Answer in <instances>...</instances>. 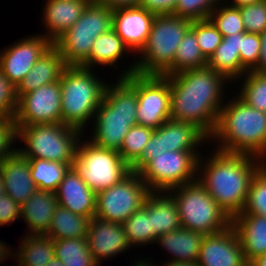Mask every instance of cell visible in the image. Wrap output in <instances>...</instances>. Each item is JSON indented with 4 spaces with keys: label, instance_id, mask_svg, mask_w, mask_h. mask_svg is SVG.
<instances>
[{
    "label": "cell",
    "instance_id": "obj_1",
    "mask_svg": "<svg viewBox=\"0 0 266 266\" xmlns=\"http://www.w3.org/2000/svg\"><path fill=\"white\" fill-rule=\"evenodd\" d=\"M165 76L171 90V119L193 124L209 139L229 81L208 66Z\"/></svg>",
    "mask_w": 266,
    "mask_h": 266
},
{
    "label": "cell",
    "instance_id": "obj_2",
    "mask_svg": "<svg viewBox=\"0 0 266 266\" xmlns=\"http://www.w3.org/2000/svg\"><path fill=\"white\" fill-rule=\"evenodd\" d=\"M208 155L199 157L197 181L232 219L242 212L253 176L266 162L249 154L217 149Z\"/></svg>",
    "mask_w": 266,
    "mask_h": 266
},
{
    "label": "cell",
    "instance_id": "obj_3",
    "mask_svg": "<svg viewBox=\"0 0 266 266\" xmlns=\"http://www.w3.org/2000/svg\"><path fill=\"white\" fill-rule=\"evenodd\" d=\"M209 140L214 149L256 156L266 162V112L248 105L238 95L225 101Z\"/></svg>",
    "mask_w": 266,
    "mask_h": 266
},
{
    "label": "cell",
    "instance_id": "obj_4",
    "mask_svg": "<svg viewBox=\"0 0 266 266\" xmlns=\"http://www.w3.org/2000/svg\"><path fill=\"white\" fill-rule=\"evenodd\" d=\"M137 106L136 73L117 78L114 84L107 83L92 120L95 124H92L90 141L101 148L119 152L130 128L138 124Z\"/></svg>",
    "mask_w": 266,
    "mask_h": 266
},
{
    "label": "cell",
    "instance_id": "obj_5",
    "mask_svg": "<svg viewBox=\"0 0 266 266\" xmlns=\"http://www.w3.org/2000/svg\"><path fill=\"white\" fill-rule=\"evenodd\" d=\"M94 72L96 71L92 68L67 66L59 79L61 123L82 132L94 118L107 86L106 81L99 79L98 73Z\"/></svg>",
    "mask_w": 266,
    "mask_h": 266
},
{
    "label": "cell",
    "instance_id": "obj_6",
    "mask_svg": "<svg viewBox=\"0 0 266 266\" xmlns=\"http://www.w3.org/2000/svg\"><path fill=\"white\" fill-rule=\"evenodd\" d=\"M191 24V20L173 14L156 15L138 60L122 70L119 78L133 73L161 75L173 63L178 45Z\"/></svg>",
    "mask_w": 266,
    "mask_h": 266
},
{
    "label": "cell",
    "instance_id": "obj_7",
    "mask_svg": "<svg viewBox=\"0 0 266 266\" xmlns=\"http://www.w3.org/2000/svg\"><path fill=\"white\" fill-rule=\"evenodd\" d=\"M17 139L25 148H16L27 159H45L73 164L83 132L62 123L16 126Z\"/></svg>",
    "mask_w": 266,
    "mask_h": 266
},
{
    "label": "cell",
    "instance_id": "obj_8",
    "mask_svg": "<svg viewBox=\"0 0 266 266\" xmlns=\"http://www.w3.org/2000/svg\"><path fill=\"white\" fill-rule=\"evenodd\" d=\"M168 192L176 202L182 228L208 235L231 226L232 219L197 180Z\"/></svg>",
    "mask_w": 266,
    "mask_h": 266
},
{
    "label": "cell",
    "instance_id": "obj_9",
    "mask_svg": "<svg viewBox=\"0 0 266 266\" xmlns=\"http://www.w3.org/2000/svg\"><path fill=\"white\" fill-rule=\"evenodd\" d=\"M202 152L165 151L150 157L135 171L151 191H169L197 180Z\"/></svg>",
    "mask_w": 266,
    "mask_h": 266
},
{
    "label": "cell",
    "instance_id": "obj_10",
    "mask_svg": "<svg viewBox=\"0 0 266 266\" xmlns=\"http://www.w3.org/2000/svg\"><path fill=\"white\" fill-rule=\"evenodd\" d=\"M73 167L96 193L116 185L131 172L119 152L96 146L83 137L77 146Z\"/></svg>",
    "mask_w": 266,
    "mask_h": 266
},
{
    "label": "cell",
    "instance_id": "obj_11",
    "mask_svg": "<svg viewBox=\"0 0 266 266\" xmlns=\"http://www.w3.org/2000/svg\"><path fill=\"white\" fill-rule=\"evenodd\" d=\"M150 192L139 173L131 171L116 185L97 193L95 217L123 224L144 205Z\"/></svg>",
    "mask_w": 266,
    "mask_h": 266
},
{
    "label": "cell",
    "instance_id": "obj_12",
    "mask_svg": "<svg viewBox=\"0 0 266 266\" xmlns=\"http://www.w3.org/2000/svg\"><path fill=\"white\" fill-rule=\"evenodd\" d=\"M136 93L139 125L155 130L171 119V90L166 76L136 73Z\"/></svg>",
    "mask_w": 266,
    "mask_h": 266
},
{
    "label": "cell",
    "instance_id": "obj_13",
    "mask_svg": "<svg viewBox=\"0 0 266 266\" xmlns=\"http://www.w3.org/2000/svg\"><path fill=\"white\" fill-rule=\"evenodd\" d=\"M13 120L15 126L61 123L60 80L20 95Z\"/></svg>",
    "mask_w": 266,
    "mask_h": 266
},
{
    "label": "cell",
    "instance_id": "obj_14",
    "mask_svg": "<svg viewBox=\"0 0 266 266\" xmlns=\"http://www.w3.org/2000/svg\"><path fill=\"white\" fill-rule=\"evenodd\" d=\"M53 45L44 35L19 39L0 52L1 73L16 88L35 62Z\"/></svg>",
    "mask_w": 266,
    "mask_h": 266
},
{
    "label": "cell",
    "instance_id": "obj_15",
    "mask_svg": "<svg viewBox=\"0 0 266 266\" xmlns=\"http://www.w3.org/2000/svg\"><path fill=\"white\" fill-rule=\"evenodd\" d=\"M198 266H248L235 228L205 235L196 262Z\"/></svg>",
    "mask_w": 266,
    "mask_h": 266
},
{
    "label": "cell",
    "instance_id": "obj_16",
    "mask_svg": "<svg viewBox=\"0 0 266 266\" xmlns=\"http://www.w3.org/2000/svg\"><path fill=\"white\" fill-rule=\"evenodd\" d=\"M155 16L139 5L114 8L112 29L131 52L138 54L146 44Z\"/></svg>",
    "mask_w": 266,
    "mask_h": 266
},
{
    "label": "cell",
    "instance_id": "obj_17",
    "mask_svg": "<svg viewBox=\"0 0 266 266\" xmlns=\"http://www.w3.org/2000/svg\"><path fill=\"white\" fill-rule=\"evenodd\" d=\"M86 239L89 250L99 265L102 261L116 257L131 248L123 224L98 217L90 219Z\"/></svg>",
    "mask_w": 266,
    "mask_h": 266
},
{
    "label": "cell",
    "instance_id": "obj_18",
    "mask_svg": "<svg viewBox=\"0 0 266 266\" xmlns=\"http://www.w3.org/2000/svg\"><path fill=\"white\" fill-rule=\"evenodd\" d=\"M55 195L59 206L90 219L95 217L97 193L89 188L74 167L65 174Z\"/></svg>",
    "mask_w": 266,
    "mask_h": 266
},
{
    "label": "cell",
    "instance_id": "obj_19",
    "mask_svg": "<svg viewBox=\"0 0 266 266\" xmlns=\"http://www.w3.org/2000/svg\"><path fill=\"white\" fill-rule=\"evenodd\" d=\"M5 192L21 206L38 188L31 178L29 159L17 149L0 164Z\"/></svg>",
    "mask_w": 266,
    "mask_h": 266
},
{
    "label": "cell",
    "instance_id": "obj_20",
    "mask_svg": "<svg viewBox=\"0 0 266 266\" xmlns=\"http://www.w3.org/2000/svg\"><path fill=\"white\" fill-rule=\"evenodd\" d=\"M92 0H46L43 8L45 37L52 43L70 29Z\"/></svg>",
    "mask_w": 266,
    "mask_h": 266
},
{
    "label": "cell",
    "instance_id": "obj_21",
    "mask_svg": "<svg viewBox=\"0 0 266 266\" xmlns=\"http://www.w3.org/2000/svg\"><path fill=\"white\" fill-rule=\"evenodd\" d=\"M67 67L60 52L52 45L34 64L15 88L16 98L30 93L40 86L59 81Z\"/></svg>",
    "mask_w": 266,
    "mask_h": 266
},
{
    "label": "cell",
    "instance_id": "obj_22",
    "mask_svg": "<svg viewBox=\"0 0 266 266\" xmlns=\"http://www.w3.org/2000/svg\"><path fill=\"white\" fill-rule=\"evenodd\" d=\"M231 225L238 234L245 261L249 264L266 253V217L254 214H237Z\"/></svg>",
    "mask_w": 266,
    "mask_h": 266
},
{
    "label": "cell",
    "instance_id": "obj_23",
    "mask_svg": "<svg viewBox=\"0 0 266 266\" xmlns=\"http://www.w3.org/2000/svg\"><path fill=\"white\" fill-rule=\"evenodd\" d=\"M57 206L55 192L38 189L33 193L21 206V219L29 228L28 235L45 234Z\"/></svg>",
    "mask_w": 266,
    "mask_h": 266
},
{
    "label": "cell",
    "instance_id": "obj_24",
    "mask_svg": "<svg viewBox=\"0 0 266 266\" xmlns=\"http://www.w3.org/2000/svg\"><path fill=\"white\" fill-rule=\"evenodd\" d=\"M144 206L151 213L153 234L157 238L181 228L177 205L169 192L151 191Z\"/></svg>",
    "mask_w": 266,
    "mask_h": 266
},
{
    "label": "cell",
    "instance_id": "obj_25",
    "mask_svg": "<svg viewBox=\"0 0 266 266\" xmlns=\"http://www.w3.org/2000/svg\"><path fill=\"white\" fill-rule=\"evenodd\" d=\"M241 33L223 37L221 44L209 58L207 66L224 76L229 83L241 78L248 72L240 61ZM232 81V82H231Z\"/></svg>",
    "mask_w": 266,
    "mask_h": 266
},
{
    "label": "cell",
    "instance_id": "obj_26",
    "mask_svg": "<svg viewBox=\"0 0 266 266\" xmlns=\"http://www.w3.org/2000/svg\"><path fill=\"white\" fill-rule=\"evenodd\" d=\"M204 236L202 232L181 227L159 236L155 243L171 254L168 261L196 263Z\"/></svg>",
    "mask_w": 266,
    "mask_h": 266
},
{
    "label": "cell",
    "instance_id": "obj_27",
    "mask_svg": "<svg viewBox=\"0 0 266 266\" xmlns=\"http://www.w3.org/2000/svg\"><path fill=\"white\" fill-rule=\"evenodd\" d=\"M209 139L193 124L173 119L162 125V144L165 151H200Z\"/></svg>",
    "mask_w": 266,
    "mask_h": 266
},
{
    "label": "cell",
    "instance_id": "obj_28",
    "mask_svg": "<svg viewBox=\"0 0 266 266\" xmlns=\"http://www.w3.org/2000/svg\"><path fill=\"white\" fill-rule=\"evenodd\" d=\"M98 32L68 29L53 42L67 66H81L90 56Z\"/></svg>",
    "mask_w": 266,
    "mask_h": 266
},
{
    "label": "cell",
    "instance_id": "obj_29",
    "mask_svg": "<svg viewBox=\"0 0 266 266\" xmlns=\"http://www.w3.org/2000/svg\"><path fill=\"white\" fill-rule=\"evenodd\" d=\"M125 52L132 53L119 35L111 29L95 39L89 58L81 66L92 69L100 65L115 66L114 68L118 69V60L126 55Z\"/></svg>",
    "mask_w": 266,
    "mask_h": 266
},
{
    "label": "cell",
    "instance_id": "obj_30",
    "mask_svg": "<svg viewBox=\"0 0 266 266\" xmlns=\"http://www.w3.org/2000/svg\"><path fill=\"white\" fill-rule=\"evenodd\" d=\"M21 239L19 250L14 254L24 265L46 266L54 257V240L44 234L26 235Z\"/></svg>",
    "mask_w": 266,
    "mask_h": 266
},
{
    "label": "cell",
    "instance_id": "obj_31",
    "mask_svg": "<svg viewBox=\"0 0 266 266\" xmlns=\"http://www.w3.org/2000/svg\"><path fill=\"white\" fill-rule=\"evenodd\" d=\"M90 218L72 213L57 206L47 232L44 234L54 241L86 237Z\"/></svg>",
    "mask_w": 266,
    "mask_h": 266
},
{
    "label": "cell",
    "instance_id": "obj_32",
    "mask_svg": "<svg viewBox=\"0 0 266 266\" xmlns=\"http://www.w3.org/2000/svg\"><path fill=\"white\" fill-rule=\"evenodd\" d=\"M195 33L189 29L178 45L173 63L161 75H174L183 71L207 66Z\"/></svg>",
    "mask_w": 266,
    "mask_h": 266
},
{
    "label": "cell",
    "instance_id": "obj_33",
    "mask_svg": "<svg viewBox=\"0 0 266 266\" xmlns=\"http://www.w3.org/2000/svg\"><path fill=\"white\" fill-rule=\"evenodd\" d=\"M31 178L39 190L55 192L73 164L45 159H29Z\"/></svg>",
    "mask_w": 266,
    "mask_h": 266
},
{
    "label": "cell",
    "instance_id": "obj_34",
    "mask_svg": "<svg viewBox=\"0 0 266 266\" xmlns=\"http://www.w3.org/2000/svg\"><path fill=\"white\" fill-rule=\"evenodd\" d=\"M55 257L64 266H99L89 250L86 237L54 241Z\"/></svg>",
    "mask_w": 266,
    "mask_h": 266
},
{
    "label": "cell",
    "instance_id": "obj_35",
    "mask_svg": "<svg viewBox=\"0 0 266 266\" xmlns=\"http://www.w3.org/2000/svg\"><path fill=\"white\" fill-rule=\"evenodd\" d=\"M113 9L92 0L83 10L79 20L70 28L76 31L98 32L104 34L112 29Z\"/></svg>",
    "mask_w": 266,
    "mask_h": 266
},
{
    "label": "cell",
    "instance_id": "obj_36",
    "mask_svg": "<svg viewBox=\"0 0 266 266\" xmlns=\"http://www.w3.org/2000/svg\"><path fill=\"white\" fill-rule=\"evenodd\" d=\"M127 240L131 247L154 244L157 237L153 234L151 213L143 205L123 223Z\"/></svg>",
    "mask_w": 266,
    "mask_h": 266
},
{
    "label": "cell",
    "instance_id": "obj_37",
    "mask_svg": "<svg viewBox=\"0 0 266 266\" xmlns=\"http://www.w3.org/2000/svg\"><path fill=\"white\" fill-rule=\"evenodd\" d=\"M237 94L251 107L266 112V73L248 71Z\"/></svg>",
    "mask_w": 266,
    "mask_h": 266
},
{
    "label": "cell",
    "instance_id": "obj_38",
    "mask_svg": "<svg viewBox=\"0 0 266 266\" xmlns=\"http://www.w3.org/2000/svg\"><path fill=\"white\" fill-rule=\"evenodd\" d=\"M208 19L218 29L223 37L235 33H244L245 27L238 7L230 6L220 1L218 6L210 13Z\"/></svg>",
    "mask_w": 266,
    "mask_h": 266
},
{
    "label": "cell",
    "instance_id": "obj_39",
    "mask_svg": "<svg viewBox=\"0 0 266 266\" xmlns=\"http://www.w3.org/2000/svg\"><path fill=\"white\" fill-rule=\"evenodd\" d=\"M154 129L142 125H134L126 134L119 154L123 161L132 167L141 157L143 147L148 143Z\"/></svg>",
    "mask_w": 266,
    "mask_h": 266
},
{
    "label": "cell",
    "instance_id": "obj_40",
    "mask_svg": "<svg viewBox=\"0 0 266 266\" xmlns=\"http://www.w3.org/2000/svg\"><path fill=\"white\" fill-rule=\"evenodd\" d=\"M239 214L266 217V163L254 174L245 206Z\"/></svg>",
    "mask_w": 266,
    "mask_h": 266
},
{
    "label": "cell",
    "instance_id": "obj_41",
    "mask_svg": "<svg viewBox=\"0 0 266 266\" xmlns=\"http://www.w3.org/2000/svg\"><path fill=\"white\" fill-rule=\"evenodd\" d=\"M196 35L204 57L209 60L223 39L222 34L209 19L192 21L190 28Z\"/></svg>",
    "mask_w": 266,
    "mask_h": 266
},
{
    "label": "cell",
    "instance_id": "obj_42",
    "mask_svg": "<svg viewBox=\"0 0 266 266\" xmlns=\"http://www.w3.org/2000/svg\"><path fill=\"white\" fill-rule=\"evenodd\" d=\"M221 0H177L175 16L191 21L208 19Z\"/></svg>",
    "mask_w": 266,
    "mask_h": 266
},
{
    "label": "cell",
    "instance_id": "obj_43",
    "mask_svg": "<svg viewBox=\"0 0 266 266\" xmlns=\"http://www.w3.org/2000/svg\"><path fill=\"white\" fill-rule=\"evenodd\" d=\"M239 9L246 33L261 34L266 30V0Z\"/></svg>",
    "mask_w": 266,
    "mask_h": 266
},
{
    "label": "cell",
    "instance_id": "obj_44",
    "mask_svg": "<svg viewBox=\"0 0 266 266\" xmlns=\"http://www.w3.org/2000/svg\"><path fill=\"white\" fill-rule=\"evenodd\" d=\"M261 51L260 34L241 33V48L239 49L241 65L252 71L259 62Z\"/></svg>",
    "mask_w": 266,
    "mask_h": 266
},
{
    "label": "cell",
    "instance_id": "obj_45",
    "mask_svg": "<svg viewBox=\"0 0 266 266\" xmlns=\"http://www.w3.org/2000/svg\"><path fill=\"white\" fill-rule=\"evenodd\" d=\"M17 98L15 87L1 73L0 70V115L6 119H13L16 111Z\"/></svg>",
    "mask_w": 266,
    "mask_h": 266
},
{
    "label": "cell",
    "instance_id": "obj_46",
    "mask_svg": "<svg viewBox=\"0 0 266 266\" xmlns=\"http://www.w3.org/2000/svg\"><path fill=\"white\" fill-rule=\"evenodd\" d=\"M17 139V129L13 119H6L0 125V164L15 150L12 147Z\"/></svg>",
    "mask_w": 266,
    "mask_h": 266
},
{
    "label": "cell",
    "instance_id": "obj_47",
    "mask_svg": "<svg viewBox=\"0 0 266 266\" xmlns=\"http://www.w3.org/2000/svg\"><path fill=\"white\" fill-rule=\"evenodd\" d=\"M165 149L162 144V125L155 129L148 143L143 147L142 157L131 167V171H136L150 155H160Z\"/></svg>",
    "mask_w": 266,
    "mask_h": 266
},
{
    "label": "cell",
    "instance_id": "obj_48",
    "mask_svg": "<svg viewBox=\"0 0 266 266\" xmlns=\"http://www.w3.org/2000/svg\"><path fill=\"white\" fill-rule=\"evenodd\" d=\"M21 218V205L7 193L0 196V226L13 223Z\"/></svg>",
    "mask_w": 266,
    "mask_h": 266
},
{
    "label": "cell",
    "instance_id": "obj_49",
    "mask_svg": "<svg viewBox=\"0 0 266 266\" xmlns=\"http://www.w3.org/2000/svg\"><path fill=\"white\" fill-rule=\"evenodd\" d=\"M176 3L177 0H140L138 5L156 15H161L172 14Z\"/></svg>",
    "mask_w": 266,
    "mask_h": 266
},
{
    "label": "cell",
    "instance_id": "obj_50",
    "mask_svg": "<svg viewBox=\"0 0 266 266\" xmlns=\"http://www.w3.org/2000/svg\"><path fill=\"white\" fill-rule=\"evenodd\" d=\"M261 51L258 65L252 70L258 73H266V30L260 34Z\"/></svg>",
    "mask_w": 266,
    "mask_h": 266
},
{
    "label": "cell",
    "instance_id": "obj_51",
    "mask_svg": "<svg viewBox=\"0 0 266 266\" xmlns=\"http://www.w3.org/2000/svg\"><path fill=\"white\" fill-rule=\"evenodd\" d=\"M101 4H105L111 9L118 7H126V6H135L138 5L140 0H96Z\"/></svg>",
    "mask_w": 266,
    "mask_h": 266
},
{
    "label": "cell",
    "instance_id": "obj_52",
    "mask_svg": "<svg viewBox=\"0 0 266 266\" xmlns=\"http://www.w3.org/2000/svg\"><path fill=\"white\" fill-rule=\"evenodd\" d=\"M14 250L15 248H11L10 245L8 246L7 243H4L0 240V265L8 258L14 257Z\"/></svg>",
    "mask_w": 266,
    "mask_h": 266
},
{
    "label": "cell",
    "instance_id": "obj_53",
    "mask_svg": "<svg viewBox=\"0 0 266 266\" xmlns=\"http://www.w3.org/2000/svg\"><path fill=\"white\" fill-rule=\"evenodd\" d=\"M222 1H226V3L230 6H234V7H242L245 5H250V4H255L256 2L262 1V0H222ZM229 1V2H227Z\"/></svg>",
    "mask_w": 266,
    "mask_h": 266
},
{
    "label": "cell",
    "instance_id": "obj_54",
    "mask_svg": "<svg viewBox=\"0 0 266 266\" xmlns=\"http://www.w3.org/2000/svg\"><path fill=\"white\" fill-rule=\"evenodd\" d=\"M248 266H266V253L257 256L248 264Z\"/></svg>",
    "mask_w": 266,
    "mask_h": 266
},
{
    "label": "cell",
    "instance_id": "obj_55",
    "mask_svg": "<svg viewBox=\"0 0 266 266\" xmlns=\"http://www.w3.org/2000/svg\"><path fill=\"white\" fill-rule=\"evenodd\" d=\"M161 266V265H160ZM162 266H198L196 263L180 262V261H167Z\"/></svg>",
    "mask_w": 266,
    "mask_h": 266
},
{
    "label": "cell",
    "instance_id": "obj_56",
    "mask_svg": "<svg viewBox=\"0 0 266 266\" xmlns=\"http://www.w3.org/2000/svg\"><path fill=\"white\" fill-rule=\"evenodd\" d=\"M137 259L134 260L133 266H156L154 263L151 262V260L149 259L147 260V258L145 260L143 258L142 259L137 258ZM130 265L132 266V264Z\"/></svg>",
    "mask_w": 266,
    "mask_h": 266
},
{
    "label": "cell",
    "instance_id": "obj_57",
    "mask_svg": "<svg viewBox=\"0 0 266 266\" xmlns=\"http://www.w3.org/2000/svg\"><path fill=\"white\" fill-rule=\"evenodd\" d=\"M46 266H64L61 260L54 257Z\"/></svg>",
    "mask_w": 266,
    "mask_h": 266
},
{
    "label": "cell",
    "instance_id": "obj_58",
    "mask_svg": "<svg viewBox=\"0 0 266 266\" xmlns=\"http://www.w3.org/2000/svg\"><path fill=\"white\" fill-rule=\"evenodd\" d=\"M5 187H4V184H3V180H2V175H1V172H0V196L5 194Z\"/></svg>",
    "mask_w": 266,
    "mask_h": 266
},
{
    "label": "cell",
    "instance_id": "obj_59",
    "mask_svg": "<svg viewBox=\"0 0 266 266\" xmlns=\"http://www.w3.org/2000/svg\"><path fill=\"white\" fill-rule=\"evenodd\" d=\"M17 262V264L15 265V266H25L24 264H22L18 259L16 260Z\"/></svg>",
    "mask_w": 266,
    "mask_h": 266
},
{
    "label": "cell",
    "instance_id": "obj_60",
    "mask_svg": "<svg viewBox=\"0 0 266 266\" xmlns=\"http://www.w3.org/2000/svg\"><path fill=\"white\" fill-rule=\"evenodd\" d=\"M5 121V119L0 115V125Z\"/></svg>",
    "mask_w": 266,
    "mask_h": 266
}]
</instances>
